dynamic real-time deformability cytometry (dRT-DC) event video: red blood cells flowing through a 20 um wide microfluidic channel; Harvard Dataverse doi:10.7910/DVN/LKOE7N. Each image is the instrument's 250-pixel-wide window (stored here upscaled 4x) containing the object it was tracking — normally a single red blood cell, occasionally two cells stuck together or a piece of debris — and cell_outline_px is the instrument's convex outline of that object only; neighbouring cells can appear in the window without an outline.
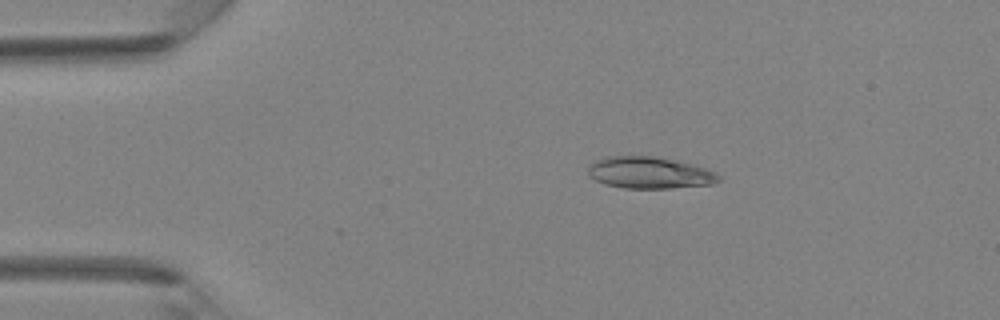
{"species": "Egyptian fruit bat (a non-hibernating species)", "species_latin": "Rousettus aegyptiacus", "temperature_condition": "room temperature", "stored_images_in_passage": 35, "camera_frame_rate_fps": 3000, "um_per_image_px": 0.085, "animal": {"sex": "female"}, "frame": {"image": 1, "passage_image": 1, "time_ms": 0.0, "image_size_px": [1000, 320], "cell_outline_px": [[720, 180], [712, 184], [672, 188], [624, 188], [604, 184], [588, 176], [588, 164], [596, 160], [608, 156], [652, 156], [692, 164], [716, 172], [720, 176]], "centroid_in_image_um": [55.17, 14.68], "position_along_channel_um": 29.8, "area_um2": 24.1}}
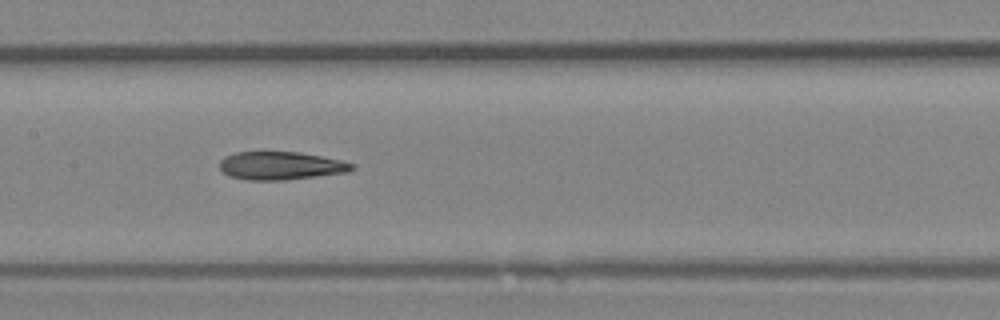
{"frame": {"image": 2, "passage_image": 14, "time_ms": 4.333, "image_size_px": [1000, 320], "cell_outline_px": [[356, 168], [348, 172], [284, 180], [244, 180], [228, 176], [220, 168], [220, 160], [224, 156], [236, 152], [300, 152], [340, 160], [356, 164]], "centroid_in_image_um": [23.86, 14.09], "position_along_channel_um": 183.5, "area_um2": 21.73}}
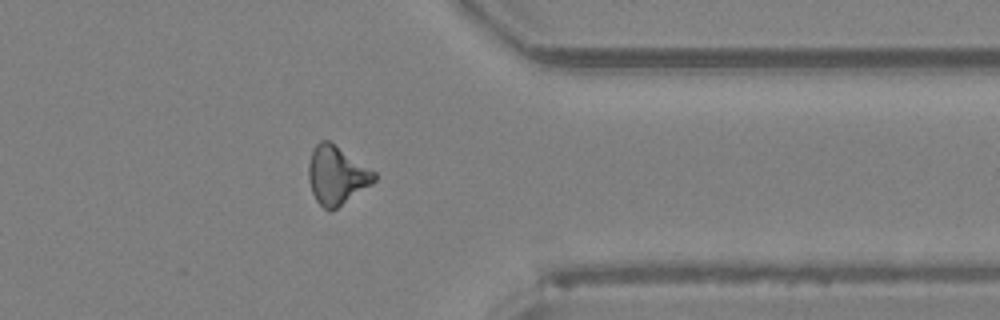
{"frame": {"image": 3, "passage_image": 27, "time_ms": 8.667, "image_size_px": [1000, 320], "cell_outline_px": [[376, 180], [372, 184], [332, 212], [328, 212], [316, 200], [312, 192], [308, 180], [308, 164], [312, 148], [320, 140], [328, 140], [376, 172]], "centroid_in_image_um": [28.6, 14.92], "position_along_channel_um": 382.8, "area_um2": 22.48}}